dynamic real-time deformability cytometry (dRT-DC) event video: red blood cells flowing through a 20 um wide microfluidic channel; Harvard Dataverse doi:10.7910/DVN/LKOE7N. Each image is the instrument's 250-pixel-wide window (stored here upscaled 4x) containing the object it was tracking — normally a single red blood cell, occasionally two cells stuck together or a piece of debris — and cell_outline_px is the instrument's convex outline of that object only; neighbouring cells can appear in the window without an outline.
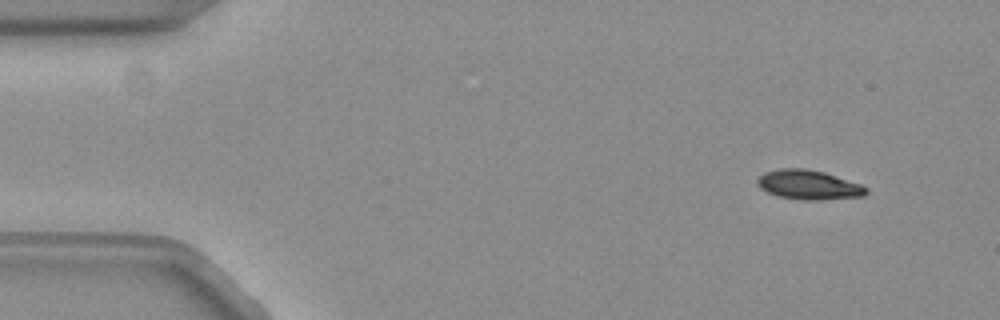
{"species": "common noctule bat (a hibernating species)", "species_latin": "Nyctalus noctula", "temperature_condition": "warm", "stored_images_in_passage": 10, "camera_frame_rate_fps": 3000, "um_per_image_px": 0.085, "animal": {"sex": "female", "body_mass_g": 19.3, "forearm_length_mm": 54.1}, "frame": {"image": 1, "passage_image": 1, "time_ms": 0.0, "image_size_px": [1000, 320], "cell_outline_px": [[868, 192], [864, 196], [820, 200], [800, 200], [776, 196], [760, 188], [756, 184], [756, 180], [764, 172], [780, 168], [804, 168], [824, 172], [860, 184], [868, 188]], "centroid_in_image_um": [68.71, 15.71], "position_along_channel_um": 16.3, "area_um2": 18.79}}